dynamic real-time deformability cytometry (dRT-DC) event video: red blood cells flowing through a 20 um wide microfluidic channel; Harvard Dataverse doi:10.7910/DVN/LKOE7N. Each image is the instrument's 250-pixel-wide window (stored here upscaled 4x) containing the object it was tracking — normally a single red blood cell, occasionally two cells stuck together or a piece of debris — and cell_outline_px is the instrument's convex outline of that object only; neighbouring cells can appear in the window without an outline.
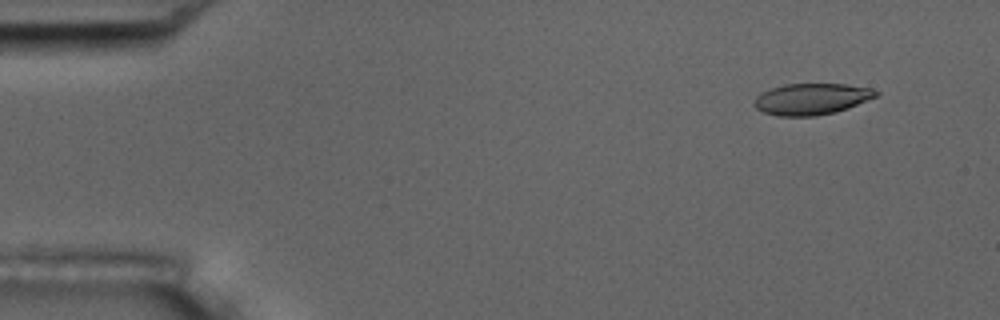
{"species": "common noctule bat (a hibernating species)", "species_latin": "Nyctalus noctula", "temperature_condition": "room temperature", "stored_images_in_passage": 9, "camera_frame_rate_fps": 3000, "um_per_image_px": 0.085, "animal": {"sex": "male", "body_mass_g": 17.5, "forearm_length_mm": 52.3}, "frame": {"image": 1, "passage_image": 2, "time_ms": 1.0, "image_size_px": [1000, 320], "cell_outline_px": [[880, 96], [848, 108], [836, 112], [816, 116], [776, 116], [764, 112], [756, 108], [752, 104], [756, 96], [772, 88], [784, 84], [844, 84], [872, 88], [880, 92]], "centroid_in_image_um": [69.02, 8.42], "position_along_channel_um": 16.0, "area_um2": 22.43}}
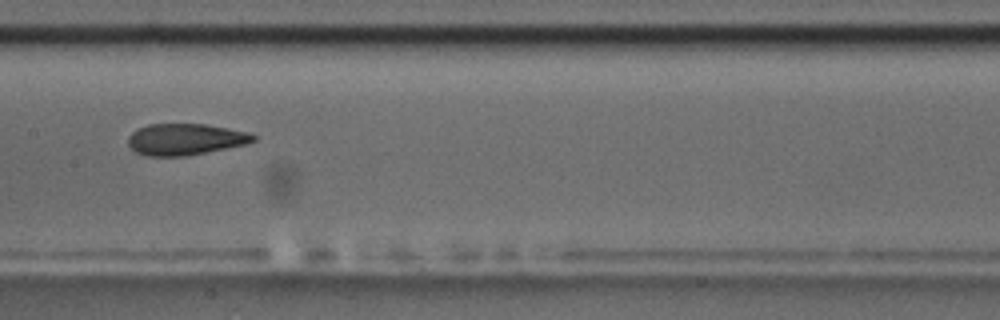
{"frame": {"image": 2, "passage_image": 8, "time_ms": 8.667, "image_size_px": [1000, 320], "cell_outline_px": [[256, 140], [244, 144], [184, 156], [144, 156], [136, 152], [128, 144], [128, 136], [136, 128], [148, 124], [204, 124], [228, 128], [248, 132], [256, 136]], "centroid_in_image_um": [15.69, 11.83], "position_along_channel_um": 191.7, "area_um2": 22.77}}
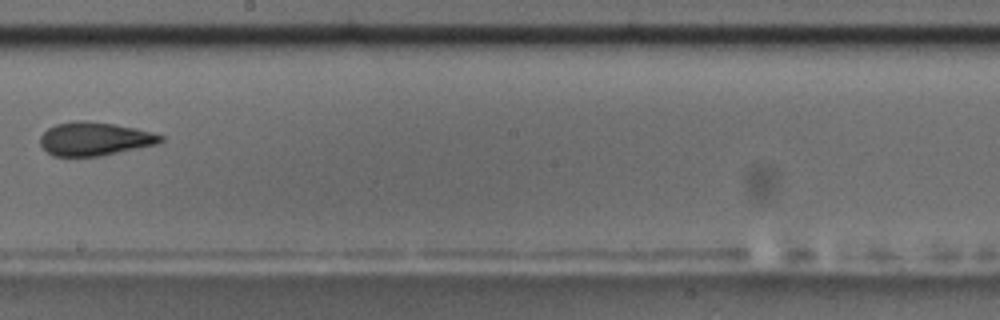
{"frame": {"image": 3, "passage_image": 9, "time_ms": 10.0, "image_size_px": [1000, 320], "cell_outline_px": [[164, 140], [156, 144], [100, 156], [52, 156], [40, 144], [40, 136], [48, 128], [56, 124], [72, 120], [84, 120], [112, 124], [136, 128], [164, 136]], "centroid_in_image_um": [8.01, 11.8], "position_along_channel_um": 240.2, "area_um2": 23.35}}